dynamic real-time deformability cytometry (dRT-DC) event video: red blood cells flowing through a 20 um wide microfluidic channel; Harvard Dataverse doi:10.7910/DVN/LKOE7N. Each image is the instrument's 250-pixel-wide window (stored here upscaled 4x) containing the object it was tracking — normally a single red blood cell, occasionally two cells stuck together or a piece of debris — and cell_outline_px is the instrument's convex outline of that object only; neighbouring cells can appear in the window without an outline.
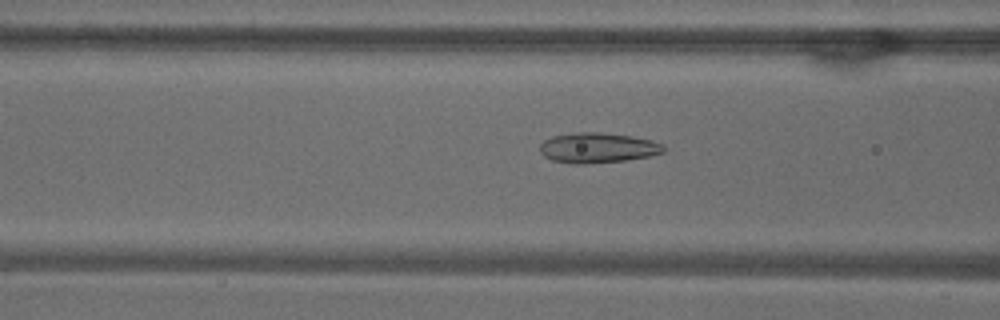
{"species": "common noctule bat (a hibernating species)", "species_latin": "Nyctalus noctula", "temperature_condition": "warm", "stored_images_in_passage": 53, "camera_frame_rate_fps": 3000, "um_per_image_px": 0.085, "animal": {"sex": "male", "body_mass_g": 18.8}, "frame": {"image": 1, "passage_image": 21, "time_ms": 6.667, "image_size_px": [1000, 320], "cell_outline_px": [[664, 152], [648, 156], [624, 160], [584, 164], [572, 164], [552, 160], [544, 156], [540, 152], [540, 144], [544, 140], [552, 136], [576, 132], [600, 132], [632, 136], [652, 140], [664, 144]], "centroid_in_image_um": [50.79, 12.56], "position_along_channel_um": 115.8, "area_um2": 21.79}}
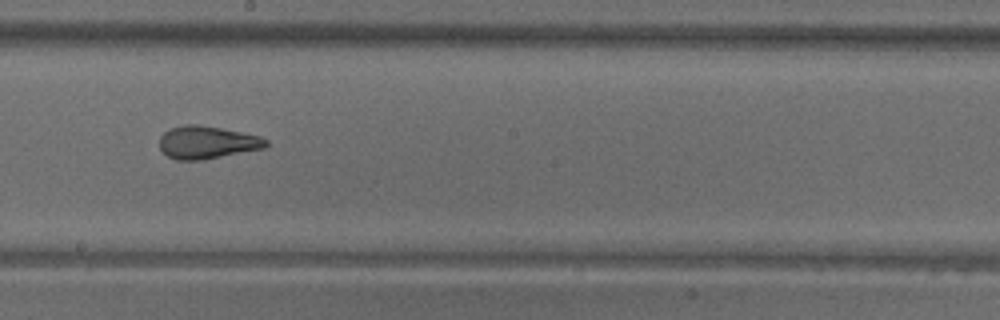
{"frame": {"image": 2, "passage_image": 30, "time_ms": 9.667, "image_size_px": [1000, 320], "cell_outline_px": [[268, 144], [264, 148], [204, 160], [176, 160], [168, 156], [160, 148], [160, 136], [164, 132], [172, 128], [184, 124], [196, 124], [220, 128], [260, 136], [268, 140]], "centroid_in_image_um": [17.6, 12.11], "position_along_channel_um": 230.6, "area_um2": 20.23}}
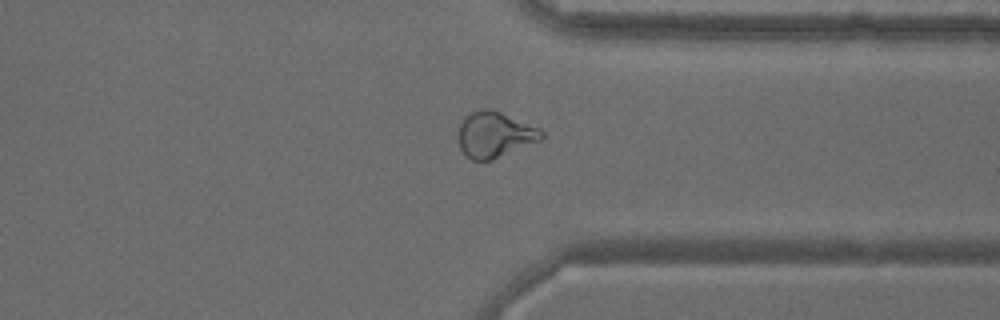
{"frame": {"image": 3, "passage_image": 41, "time_ms": 13.333, "image_size_px": [1000, 320], "cell_outline_px": [[544, 140], [492, 160], [472, 160], [464, 156], [460, 148], [456, 136], [456, 132], [464, 116], [468, 112], [484, 108], [492, 108], [540, 128], [544, 132]], "centroid_in_image_um": [42.04, 11.44], "position_along_channel_um": 369.4, "area_um2": 23.0}, "authors_computed_cell_mechanics": {"area_um2": 23.698, "velocity_mm_per_s": 3.8235, "shape_relaxation_time_tau1_ms": null, "shape_relaxation_time_tau2_ms": 1.477, "deformation_change_tau1": null, "deformation_change_tau2": 0.0844}}